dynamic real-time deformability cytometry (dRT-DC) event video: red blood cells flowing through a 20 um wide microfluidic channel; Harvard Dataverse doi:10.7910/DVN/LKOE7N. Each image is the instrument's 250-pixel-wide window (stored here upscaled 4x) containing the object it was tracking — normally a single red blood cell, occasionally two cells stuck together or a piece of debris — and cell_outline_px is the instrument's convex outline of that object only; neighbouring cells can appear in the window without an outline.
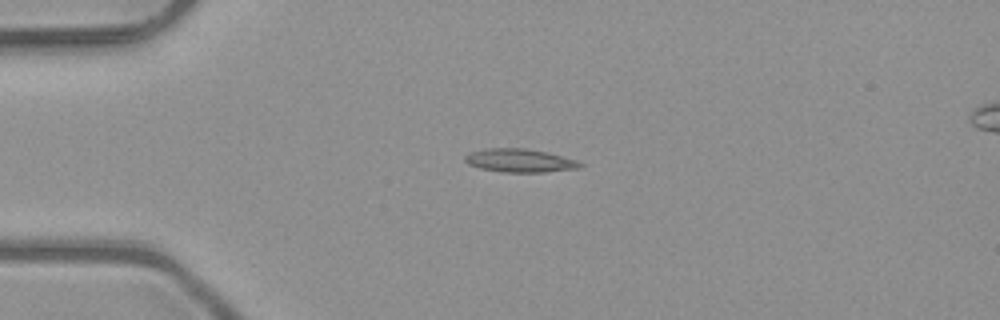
{"species": "common noctule bat (a hibernating species)", "species_latin": "Nyctalus noctula", "temperature_condition": "room temperature", "stored_images_in_passage": 4, "camera_frame_rate_fps": 3000, "um_per_image_px": 0.085, "animal": {"sex": "male", "body_mass_g": 23.1, "forearm_length_mm": 52.7}, "frame": {"image": 1, "passage_image": 2, "time_ms": 0.333, "image_size_px": [1000, 320], "cell_outline_px": [[584, 164], [580, 168], [544, 172], [504, 172], [480, 168], [468, 164], [464, 160], [464, 156], [468, 152], [484, 148], [524, 148], [548, 152], [576, 160]], "centroid_in_image_um": [44.15, 13.64], "position_along_channel_um": 40.8, "area_um2": 15.78}}